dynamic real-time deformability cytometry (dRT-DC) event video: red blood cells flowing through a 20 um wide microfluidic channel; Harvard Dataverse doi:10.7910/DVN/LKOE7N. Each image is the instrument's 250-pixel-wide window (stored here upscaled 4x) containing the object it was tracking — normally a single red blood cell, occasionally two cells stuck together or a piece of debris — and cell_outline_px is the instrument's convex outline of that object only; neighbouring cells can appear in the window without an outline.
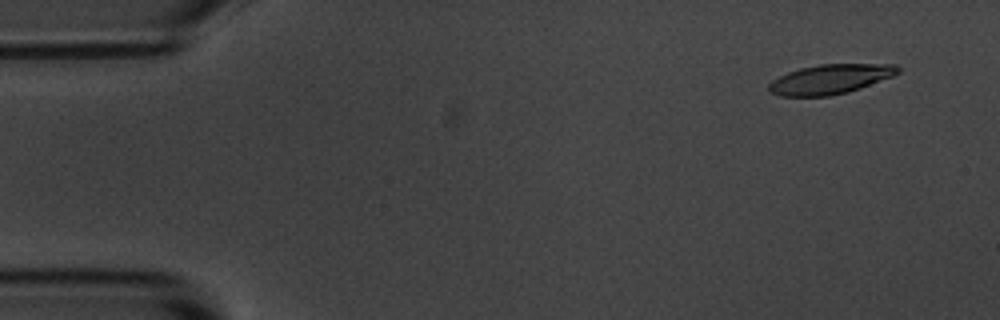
{"species": "common noctule bat (a hibernating species)", "species_latin": "Nyctalus noctula", "temperature_condition": "room temperature", "stored_images_in_passage": 5, "camera_frame_rate_fps": 3000, "um_per_image_px": 0.085, "animal": {"sex": "male", "body_mass_g": 20.1, "forearm_length_mm": 53.5}, "frame": {"image": 1, "passage_image": 2, "time_ms": 1.0, "image_size_px": [1000, 320], "cell_outline_px": [[900, 72], [892, 76], [860, 88], [848, 92], [828, 96], [780, 96], [768, 92], [768, 84], [772, 80], [788, 72], [800, 68], [820, 64], [896, 64], [900, 68]], "centroid_in_image_um": [70.55, 6.73], "position_along_channel_um": 14.5, "area_um2": 22.25}}
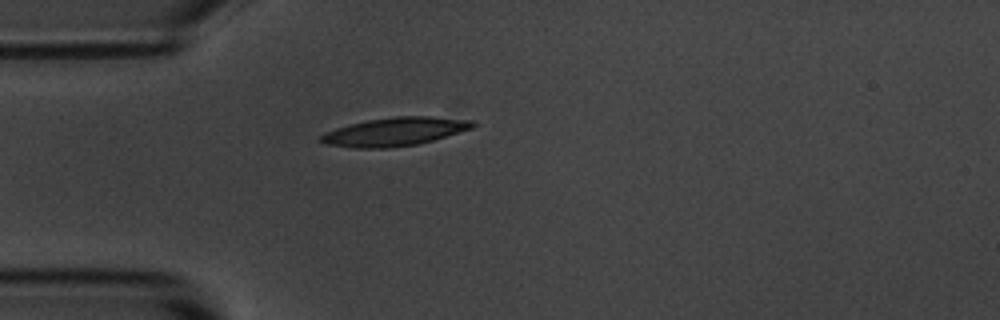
{"frame": {"image": 2, "passage_image": 5, "time_ms": 4.667, "image_size_px": [1000, 320], "cell_outline_px": [[476, 124], [472, 128], [432, 140], [416, 144], [384, 148], [352, 148], [328, 144], [320, 140], [320, 136], [324, 132], [336, 128], [368, 120], [396, 116], [432, 116], [476, 120]], "centroid_in_image_um": [33.58, 11.18], "position_along_channel_um": 51.4, "area_um2": 24.91}}